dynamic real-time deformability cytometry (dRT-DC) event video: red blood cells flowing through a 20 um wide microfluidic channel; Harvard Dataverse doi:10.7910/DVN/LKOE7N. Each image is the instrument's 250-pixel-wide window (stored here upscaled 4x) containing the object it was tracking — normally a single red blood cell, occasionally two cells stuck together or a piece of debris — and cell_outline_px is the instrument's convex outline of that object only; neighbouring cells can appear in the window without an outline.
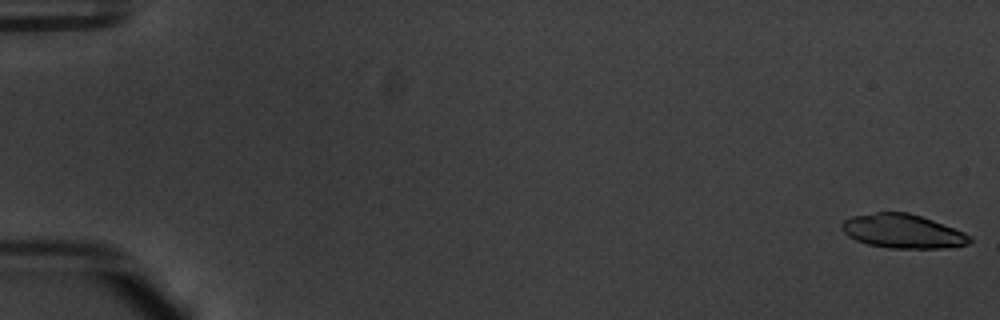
{"species": "common noctule bat (a hibernating species)", "species_latin": "Nyctalus noctula", "temperature_condition": "warm", "stored_images_in_passage": 54, "camera_frame_rate_fps": 3000, "um_per_image_px": 0.085, "animal": {"sex": "male", "body_mass_g": 20.1, "forearm_length_mm": 53.5}, "frame": {"image": 1, "passage_image": 1, "time_ms": 0.0, "image_size_px": [1000, 320], "cell_outline_px": [[972, 240], [968, 244], [944, 248], [888, 248], [868, 244], [856, 240], [848, 236], [840, 228], [840, 224], [844, 220], [852, 216], [876, 212], [908, 212], [932, 220], [964, 232], [972, 236]], "centroid_in_image_um": [76.71, 19.65], "position_along_channel_um": 8.3, "area_um2": 25.32}}
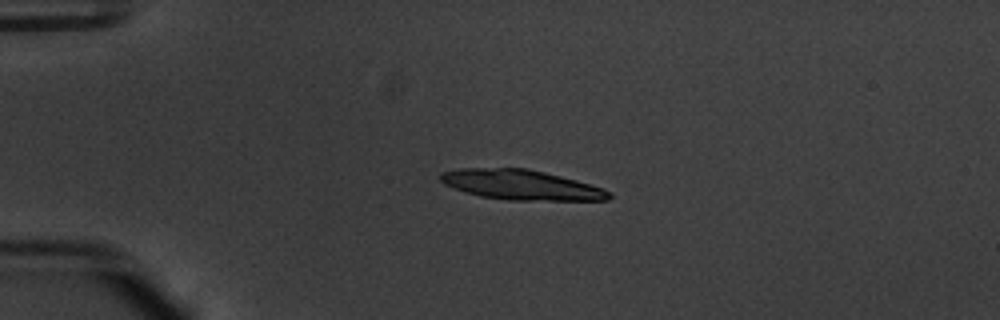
{"frame": {"image": 2, "passage_image": 14, "time_ms": 4.333, "image_size_px": [1000, 320], "cell_outline_px": [[612, 196], [608, 200], [508, 200], [480, 196], [464, 192], [444, 184], [440, 180], [440, 172], [460, 168], [528, 168], [576, 180], [604, 188], [612, 192]], "centroid_in_image_um": [44.29, 15.71], "position_along_channel_um": 40.7, "area_um2": 29.48}}
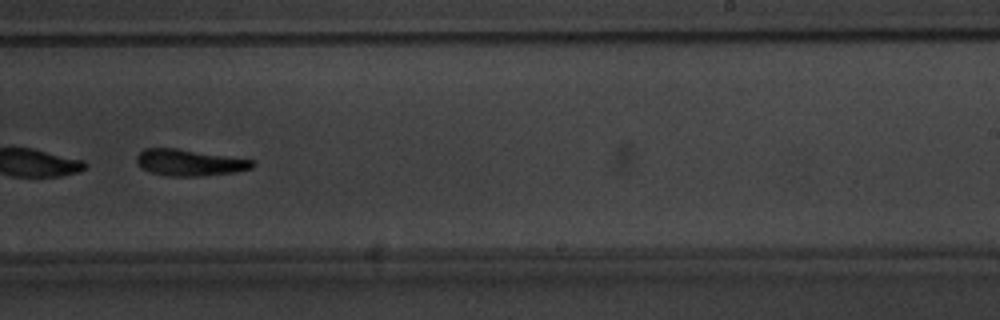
{"frame": {"image": 3, "passage_image": 36, "time_ms": 11.667, "image_size_px": [1000, 320], "cell_outline_px": [[252, 168], [236, 172], [200, 176], [168, 176], [152, 172], [140, 168], [136, 160], [136, 156], [144, 148], [176, 148], [252, 160]], "centroid_in_image_um": [16.04, 13.82], "position_along_channel_um": 273.0, "area_um2": 17.63}, "authors_computed_cell_mechanics": {"area_um2": 20.2011, "velocity_mm_per_s": 3.7623, "shape_relaxation_time_tau1_ms": 3.1114, "shape_relaxation_time_tau2_ms": 8.1839, "deformation_change_tau1": 0.1561, "deformation_change_tau2": 0.1858}}